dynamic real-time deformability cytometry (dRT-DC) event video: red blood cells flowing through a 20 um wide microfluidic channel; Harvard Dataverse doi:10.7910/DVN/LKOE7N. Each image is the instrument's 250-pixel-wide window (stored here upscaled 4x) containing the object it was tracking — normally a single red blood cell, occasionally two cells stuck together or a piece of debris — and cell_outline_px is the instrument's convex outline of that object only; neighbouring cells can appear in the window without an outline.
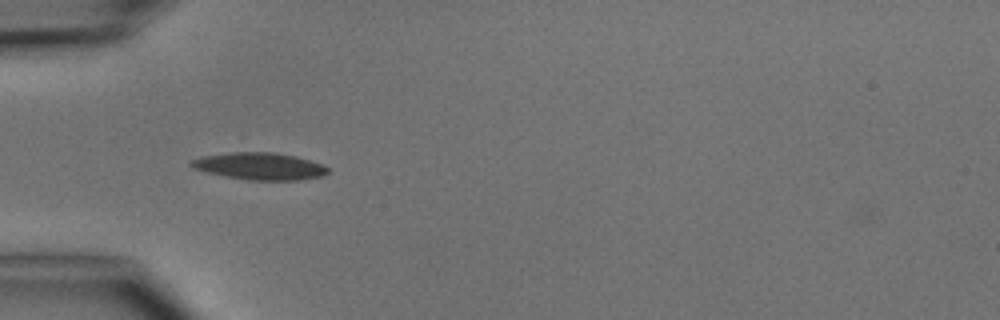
{"species": "common noctule bat (a hibernating species)", "species_latin": "Nyctalus noctula", "temperature_condition": "cold", "stored_images_in_passage": 6, "camera_frame_rate_fps": 3000, "um_per_image_px": 0.085, "animal": {"sex": "male", "body_mass_g": 15.6}, "frame": {"image": 1, "passage_image": 5, "time_ms": 4.667, "image_size_px": [1000, 320], "cell_outline_px": [[328, 172], [324, 176], [300, 180], [248, 180], [224, 176], [192, 168], [188, 164], [188, 160], [200, 156], [232, 152], [272, 152], [296, 156], [320, 164], [328, 168]], "centroid_in_image_um": [22.01, 14.12], "position_along_channel_um": 63.0, "area_um2": 21.68}}